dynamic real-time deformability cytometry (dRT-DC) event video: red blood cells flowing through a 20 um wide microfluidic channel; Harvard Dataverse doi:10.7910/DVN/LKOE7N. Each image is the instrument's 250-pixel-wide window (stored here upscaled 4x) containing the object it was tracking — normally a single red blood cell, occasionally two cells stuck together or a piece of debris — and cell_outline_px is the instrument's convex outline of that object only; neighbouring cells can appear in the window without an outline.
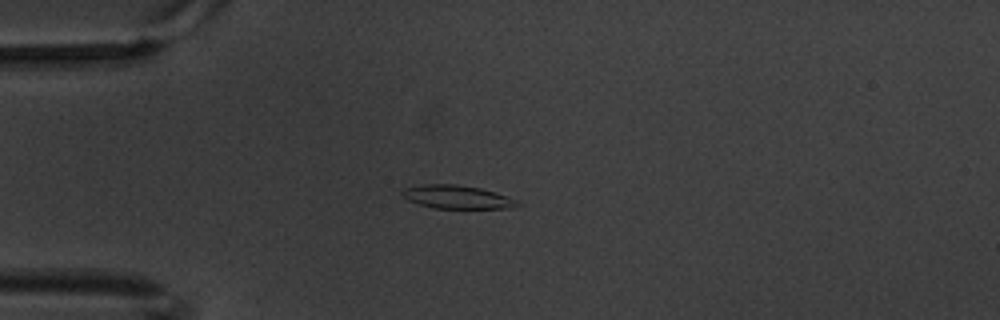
{"species": "common noctule bat (a hibernating species)", "species_latin": "Nyctalus noctula", "temperature_condition": "warm", "stored_images_in_passage": 9, "camera_frame_rate_fps": 3000, "um_per_image_px": 0.085, "animal": {"sex": "male", "body_mass_g": 20.1, "forearm_length_mm": 53.5}, "frame": {"image": 1, "passage_image": 4, "time_ms": 1.0, "image_size_px": [1000, 320], "cell_outline_px": [[524, 204], [504, 208], [432, 208], [408, 200], [400, 192], [404, 188], [424, 184], [456, 184], [480, 188], [516, 200]], "centroid_in_image_um": [38.8, 16.74], "position_along_channel_um": 46.2, "area_um2": 15.37}}
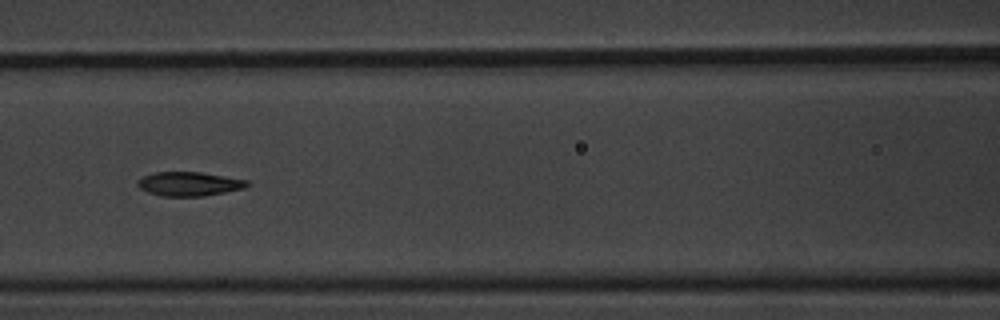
{"frame": {"image": 2, "passage_image": 7, "time_ms": 2.0, "image_size_px": [1000, 320], "cell_outline_px": [[252, 184], [244, 188], [204, 196], [160, 196], [148, 192], [140, 188], [136, 184], [136, 180], [152, 172], [200, 172], [248, 180]], "centroid_in_image_um": [16.06, 15.63], "position_along_channel_um": 150.5, "area_um2": 15.43}}
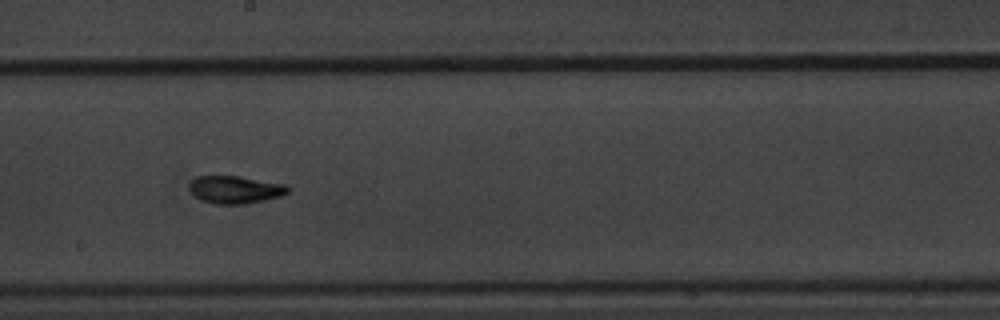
{"frame": {"image": 3, "passage_image": 9, "time_ms": 2.667, "image_size_px": [1000, 320], "cell_outline_px": [[292, 188], [288, 192], [280, 196], [264, 200], [244, 204], [216, 204], [200, 200], [188, 188], [188, 184], [196, 176], [240, 176], [284, 184]], "centroid_in_image_um": [19.98, 16.11], "position_along_channel_um": 228.2, "area_um2": 15.9}}